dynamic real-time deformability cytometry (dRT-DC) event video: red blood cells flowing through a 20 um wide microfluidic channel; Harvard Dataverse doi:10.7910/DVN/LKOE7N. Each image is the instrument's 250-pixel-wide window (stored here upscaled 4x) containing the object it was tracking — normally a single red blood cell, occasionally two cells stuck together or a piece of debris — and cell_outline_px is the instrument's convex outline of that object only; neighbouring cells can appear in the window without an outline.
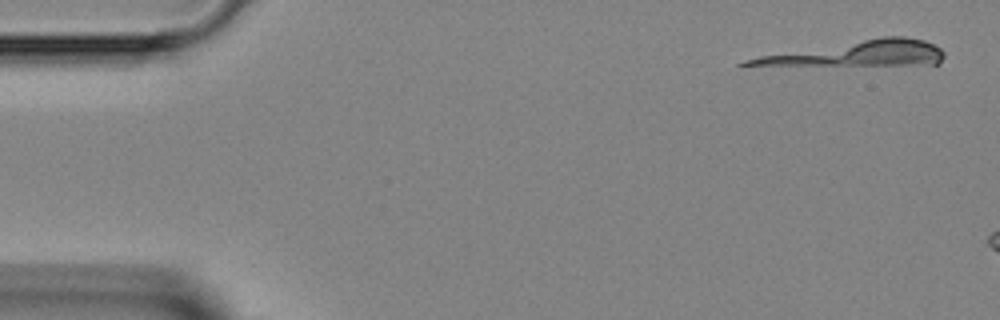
{"species": "Egyptian fruit bat (a non-hibernating species)", "species_latin": "Rousettus aegyptiacus", "temperature_condition": "room temperature", "stored_images_in_passage": 5, "camera_frame_rate_fps": 3000, "um_per_image_px": 0.085, "animal": {"sex": "female"}, "frame": {"image": 1, "passage_image": 1, "time_ms": 0.0, "image_size_px": [1000, 320], "cell_outline_px": [[944, 56], [940, 64], [736, 64], [760, 56], [884, 36], [904, 36], [924, 40], [940, 48], [944, 52]], "centroid_in_image_um": [73.18, 4.52], "position_along_channel_um": 11.8, "area_um2": 27.22}}